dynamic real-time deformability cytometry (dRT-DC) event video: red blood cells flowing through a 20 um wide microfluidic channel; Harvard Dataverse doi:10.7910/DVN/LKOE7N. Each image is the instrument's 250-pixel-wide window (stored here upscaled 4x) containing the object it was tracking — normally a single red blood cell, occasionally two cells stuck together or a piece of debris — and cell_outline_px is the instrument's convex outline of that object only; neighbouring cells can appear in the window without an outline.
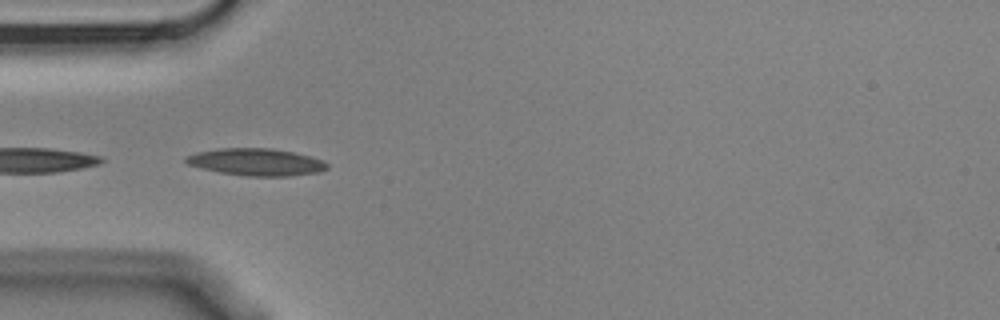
{"species": "Egyptian fruit bat (a non-hibernating species)", "species_latin": "Rousettus aegyptiacus", "temperature_condition": "cold", "stored_images_in_passage": 4, "camera_frame_rate_fps": 3000, "um_per_image_px": 0.085, "animal": {"sex": "male"}, "frame": {"image": 1, "passage_image": 3, "time_ms": 0.667, "image_size_px": [1000, 320], "cell_outline_px": [[328, 168], [320, 172], [288, 176], [248, 176], [220, 172], [188, 164], [184, 160], [184, 156], [196, 152], [220, 148], [272, 148], [292, 152], [324, 160], [328, 164]], "centroid_in_image_um": [21.79, 13.77], "position_along_channel_um": 63.2, "area_um2": 22.25}}